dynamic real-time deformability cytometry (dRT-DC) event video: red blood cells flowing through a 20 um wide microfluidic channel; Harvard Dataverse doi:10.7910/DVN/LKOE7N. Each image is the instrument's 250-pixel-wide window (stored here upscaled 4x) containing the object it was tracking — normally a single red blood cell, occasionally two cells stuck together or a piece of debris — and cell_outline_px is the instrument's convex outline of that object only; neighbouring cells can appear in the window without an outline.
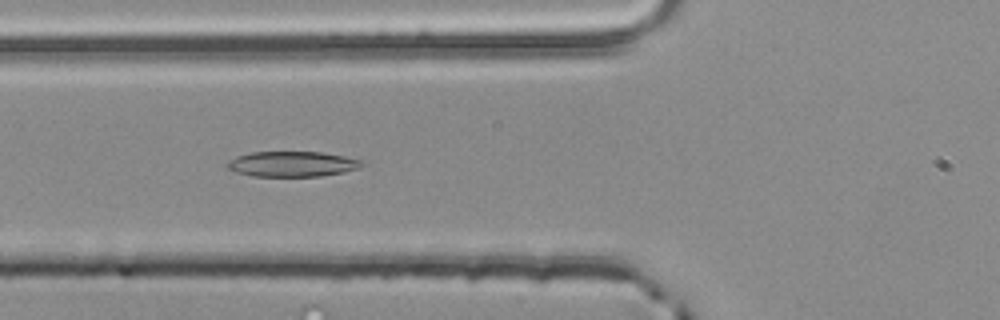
{"species": "common noctule bat (a hibernating species)", "species_latin": "Nyctalus noctula", "temperature_condition": "room temperature", "stored_images_in_passage": 38, "camera_frame_rate_fps": 3000, "um_per_image_px": 0.085, "animal": {"sex": "male", "body_mass_g": 20.4}, "frame": {"image": 1, "passage_image": 5, "time_ms": 1.333, "image_size_px": [1000, 320], "cell_outline_px": [[364, 164], [360, 168], [344, 172], [320, 176], [252, 176], [236, 172], [228, 168], [228, 164], [236, 156], [252, 152], [320, 152], [344, 156], [360, 160]], "centroid_in_image_um": [24.87, 13.94], "position_along_channel_um": 100.9, "area_um2": 19.65}}
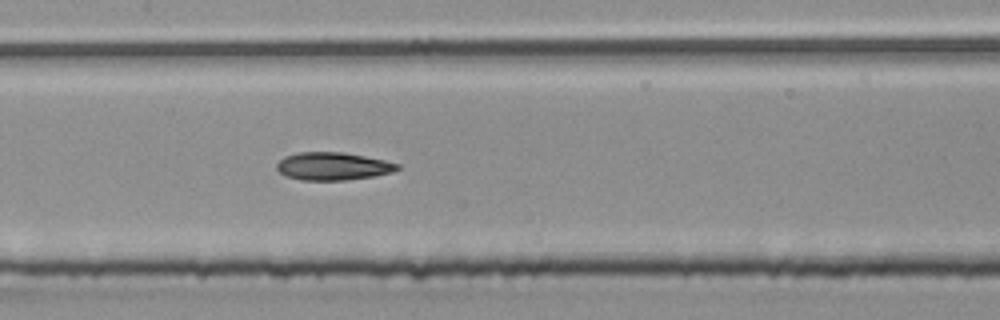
{"frame": {"image": 2, "passage_image": 11, "time_ms": 3.333, "image_size_px": [1000, 320], "cell_outline_px": [[400, 168], [392, 172], [372, 176], [344, 180], [300, 180], [284, 176], [276, 168], [276, 164], [284, 156], [296, 152], [344, 152], [384, 160], [400, 164]], "centroid_in_image_um": [28.26, 14.12], "position_along_channel_um": 179.1, "area_um2": 19.59}}
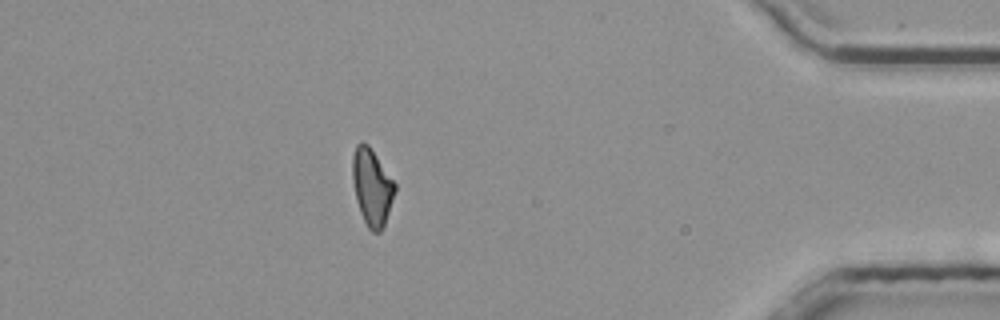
{"frame": {"image": 3, "passage_image": 32, "time_ms": 10.333, "image_size_px": [1000, 320], "cell_outline_px": [[396, 188], [384, 224], [380, 232], [372, 232], [368, 228], [360, 212], [356, 200], [352, 180], [352, 156], [356, 144], [368, 144], [396, 184]], "centroid_in_image_um": [31.59, 15.9], "position_along_channel_um": 403.6, "area_um2": 18.67}, "authors_computed_cell_mechanics": {"area_um2": 19.2185, "velocity_mm_per_s": 3.8788, "shape_relaxation_time_tau1_ms": 6.4609, "shape_relaxation_time_tau2_ms": 2.6942, "deformation_change_tau1": 0.1542, "deformation_change_tau2": 0.0992}}